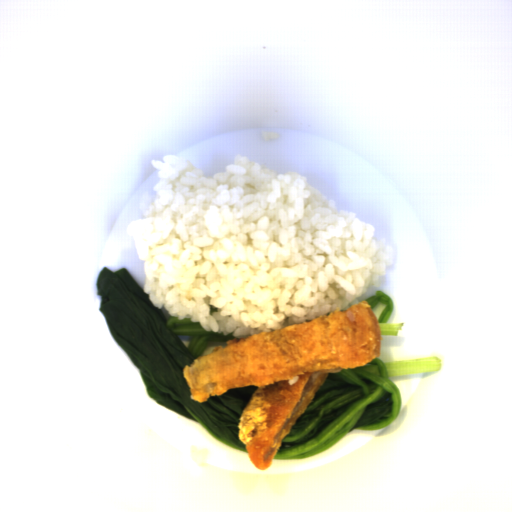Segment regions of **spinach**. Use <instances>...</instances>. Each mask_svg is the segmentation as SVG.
<instances>
[{
    "instance_id": "2",
    "label": "spinach",
    "mask_w": 512,
    "mask_h": 512,
    "mask_svg": "<svg viewBox=\"0 0 512 512\" xmlns=\"http://www.w3.org/2000/svg\"><path fill=\"white\" fill-rule=\"evenodd\" d=\"M443 369L440 358L393 362L374 359L364 366L328 372L305 413L296 419L273 460L301 459L331 449L354 429H374L399 419L402 396L390 378Z\"/></svg>"
},
{
    "instance_id": "1",
    "label": "spinach",
    "mask_w": 512,
    "mask_h": 512,
    "mask_svg": "<svg viewBox=\"0 0 512 512\" xmlns=\"http://www.w3.org/2000/svg\"><path fill=\"white\" fill-rule=\"evenodd\" d=\"M98 308L112 339L140 370L150 399L162 407L202 426L213 438L235 450L247 453L238 437V425L256 386L229 388L203 403L191 399L183 367L203 356L207 347L223 348L233 338L205 331L190 317L168 319L161 308L152 305L128 268L115 272L102 267L96 277Z\"/></svg>"
},
{
    "instance_id": "3",
    "label": "spinach",
    "mask_w": 512,
    "mask_h": 512,
    "mask_svg": "<svg viewBox=\"0 0 512 512\" xmlns=\"http://www.w3.org/2000/svg\"><path fill=\"white\" fill-rule=\"evenodd\" d=\"M372 310L378 305V303L386 304L382 312L377 317L380 325L381 337L382 336H399V331L403 327V323H387L394 308V303L390 295L382 290H377L368 299H366Z\"/></svg>"
}]
</instances>
